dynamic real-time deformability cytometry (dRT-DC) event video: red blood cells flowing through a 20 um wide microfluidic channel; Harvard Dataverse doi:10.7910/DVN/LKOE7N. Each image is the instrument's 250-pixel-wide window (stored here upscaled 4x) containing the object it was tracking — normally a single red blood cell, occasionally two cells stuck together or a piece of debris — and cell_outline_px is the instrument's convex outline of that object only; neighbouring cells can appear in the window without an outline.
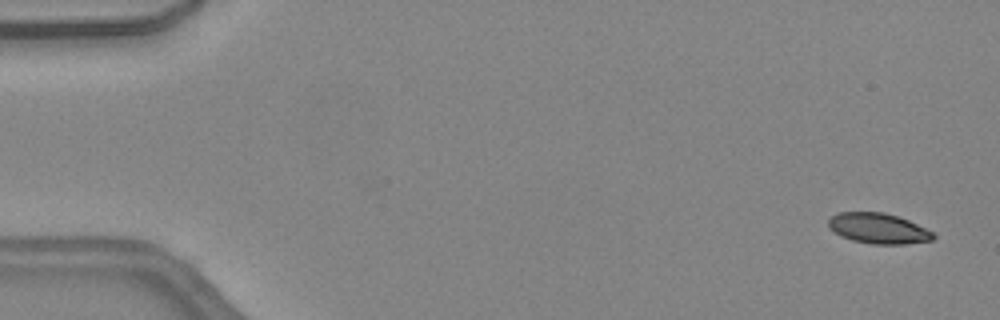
{"species": "common noctule bat (a hibernating species)", "species_latin": "Nyctalus noctula", "temperature_condition": "warm", "stored_images_in_passage": 46, "camera_frame_rate_fps": 3000, "um_per_image_px": 0.085, "animal": {"sex": "female", "body_mass_g": 24.6, "forearm_length_mm": 56.2}, "frame": {"image": 1, "passage_image": 2, "time_ms": 0.333, "image_size_px": [1000, 320], "cell_outline_px": [[936, 236], [932, 240], [904, 244], [872, 244], [852, 240], [840, 236], [828, 228], [828, 220], [836, 212], [884, 212], [908, 220], [932, 232]], "centroid_in_image_um": [74.61, 19.41], "position_along_channel_um": 10.4, "area_um2": 18.55}}
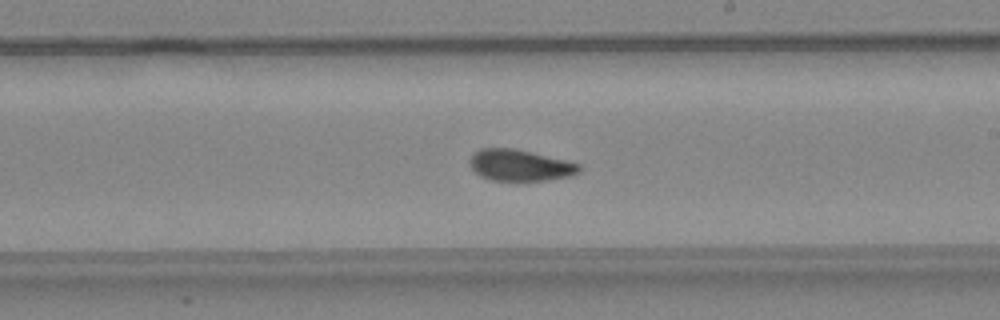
{"frame": {"image": 2, "passage_image": 27, "time_ms": 8.667, "image_size_px": [1000, 320], "cell_outline_px": [[580, 172], [568, 176], [548, 180], [492, 180], [480, 176], [472, 168], [468, 160], [480, 148], [516, 148], [580, 164]], "centroid_in_image_um": [44.18, 14.04], "position_along_channel_um": 244.8, "area_um2": 19.77}}
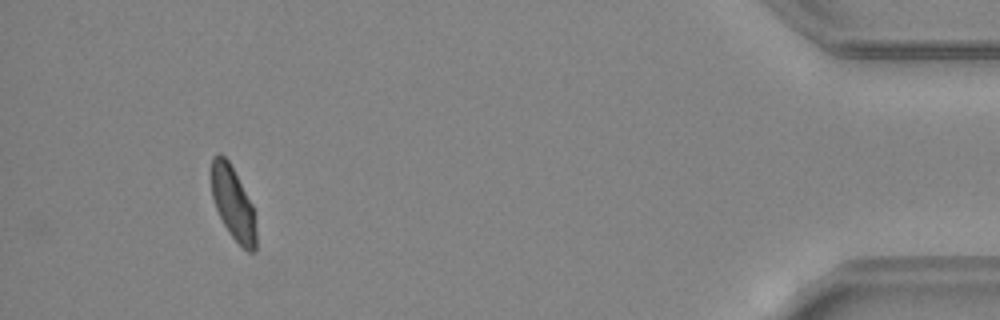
{"frame": {"image": 3, "passage_image": 43, "time_ms": 14.0, "image_size_px": [1000, 320], "cell_outline_px": [[256, 248], [252, 252], [248, 252], [228, 232], [216, 208], [212, 196], [212, 156], [220, 152], [228, 160], [252, 204], [256, 228]], "centroid_in_image_um": [19.81, 17.28], "position_along_channel_um": 415.4, "area_um2": 18.67}, "authors_computed_cell_mechanics": {"area_um2": 19.9699, "velocity_mm_per_s": 4.5035, "shape_relaxation_time_tau1_ms": 5.4097, "shape_relaxation_time_tau2_ms": 2.1396, "deformation_change_tau1": 0.1461, "deformation_change_tau2": 0.069}}